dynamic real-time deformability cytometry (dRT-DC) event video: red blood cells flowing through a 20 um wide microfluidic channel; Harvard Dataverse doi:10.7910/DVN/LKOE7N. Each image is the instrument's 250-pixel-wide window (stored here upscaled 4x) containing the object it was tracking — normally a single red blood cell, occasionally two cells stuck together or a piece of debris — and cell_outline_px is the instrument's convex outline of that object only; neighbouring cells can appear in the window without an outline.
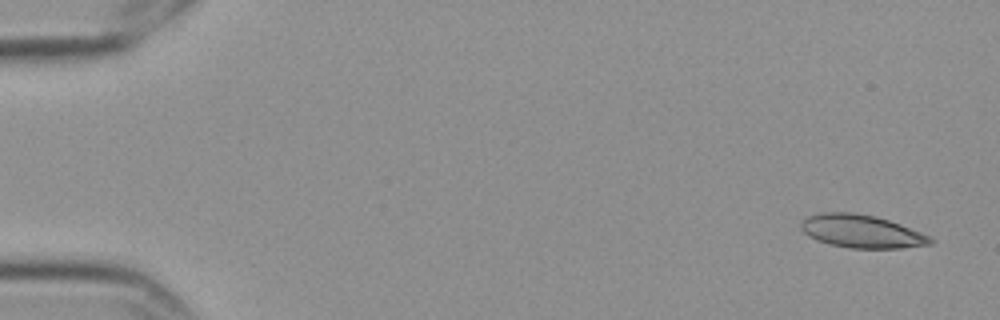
{"species": "Egyptian fruit bat (a non-hibernating species)", "species_latin": "Rousettus aegyptiacus", "temperature_condition": "cold", "stored_images_in_passage": 4, "camera_frame_rate_fps": 3000, "um_per_image_px": 0.085, "frame": {"image": 1, "passage_image": 1, "time_ms": 0.0, "image_size_px": [1000, 320], "cell_outline_px": [[936, 240], [932, 244], [900, 248], [848, 248], [828, 244], [816, 240], [808, 236], [800, 228], [800, 220], [808, 216], [820, 212], [852, 212], [876, 216], [900, 224], [932, 236]], "centroid_in_image_um": [73.22, 19.66], "position_along_channel_um": 11.8, "area_um2": 25.26}}